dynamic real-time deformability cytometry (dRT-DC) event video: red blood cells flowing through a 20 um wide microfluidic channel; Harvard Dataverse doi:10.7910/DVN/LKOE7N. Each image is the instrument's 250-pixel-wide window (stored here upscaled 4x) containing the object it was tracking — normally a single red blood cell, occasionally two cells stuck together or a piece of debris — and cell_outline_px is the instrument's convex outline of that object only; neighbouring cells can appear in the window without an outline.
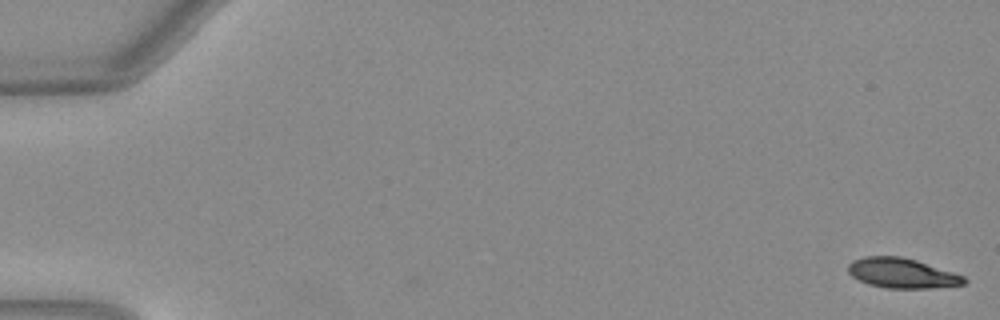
{"species": "Egyptian fruit bat (a non-hibernating species)", "species_latin": "Rousettus aegyptiacus", "temperature_condition": "warm", "stored_images_in_passage": 52, "segment_of_instrument_passage": [1, 2], "camera_frame_rate_fps": 3000, "um_per_image_px": 0.085, "animal": {"sex": "female"}, "frame": {"image": 1, "passage_image": 1, "time_ms": 0.0, "image_size_px": [1000, 320], "cell_outline_px": [[968, 280], [964, 284], [928, 288], [884, 288], [868, 284], [852, 276], [848, 272], [848, 264], [852, 260], [864, 256], [900, 256], [916, 260], [964, 276]], "centroid_in_image_um": [76.63, 23.21], "position_along_channel_um": 8.4, "area_um2": 20.11}}
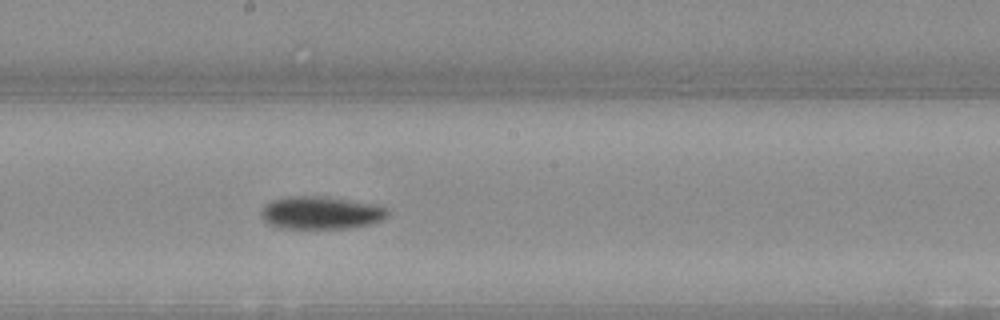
{"frame": {"image": 2, "passage_image": 29, "time_ms": 9.333, "image_size_px": [1000, 320], "cell_outline_px": [[388, 216], [384, 220], [372, 224], [348, 228], [276, 228], [268, 224], [264, 220], [260, 212], [264, 204], [272, 200], [288, 196], [324, 196], [384, 204], [388, 212]], "centroid_in_image_um": [27.33, 18.07], "position_along_channel_um": 220.9, "area_um2": 24.8}}
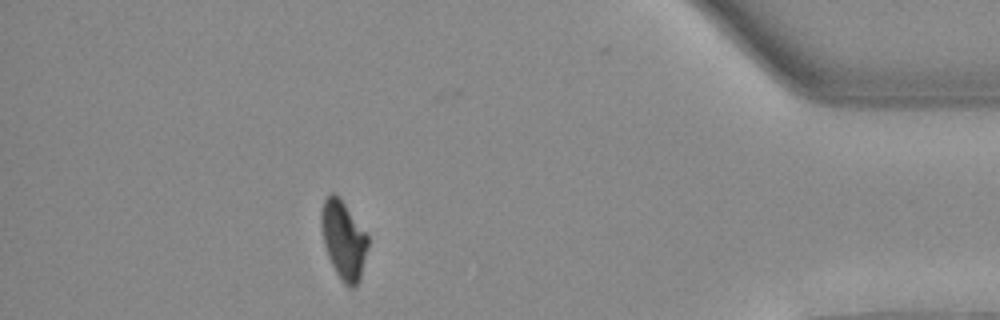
{"frame": {"image": 3, "passage_image": 46, "time_ms": 15.0, "image_size_px": [1000, 320], "cell_outline_px": [[368, 244], [360, 280], [352, 288], [348, 288], [340, 280], [328, 256], [324, 244], [320, 224], [320, 212], [324, 200], [332, 192], [344, 204], [368, 232]], "centroid_in_image_um": [29.2, 20.41], "position_along_channel_um": 406.0, "area_um2": 21.27}}